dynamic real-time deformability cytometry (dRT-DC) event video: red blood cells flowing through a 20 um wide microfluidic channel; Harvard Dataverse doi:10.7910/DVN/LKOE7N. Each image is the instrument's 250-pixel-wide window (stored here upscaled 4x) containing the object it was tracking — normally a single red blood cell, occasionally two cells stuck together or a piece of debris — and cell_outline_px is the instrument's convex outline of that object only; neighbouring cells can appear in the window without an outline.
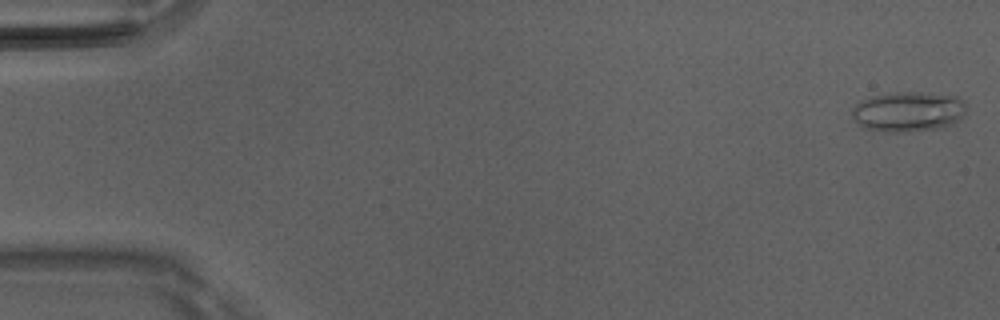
{"species": "Egyptian fruit bat (a non-hibernating species)", "species_latin": "Rousettus aegyptiacus", "temperature_condition": "room temperature", "stored_images_in_passage": 10, "camera_frame_rate_fps": 3000, "um_per_image_px": 0.085, "animal": {"sex": "male"}, "frame": {"image": 1, "passage_image": 1, "time_ms": 0.0, "image_size_px": [1000, 320], "cell_outline_px": [[964, 116], [960, 120], [952, 124], [940, 128], [904, 132], [884, 132], [864, 128], [852, 120], [852, 108], [860, 100], [872, 96], [896, 92], [920, 92], [956, 96], [964, 100]], "centroid_in_image_um": [77.17, 9.49], "position_along_channel_um": 7.8, "area_um2": 26.93}}